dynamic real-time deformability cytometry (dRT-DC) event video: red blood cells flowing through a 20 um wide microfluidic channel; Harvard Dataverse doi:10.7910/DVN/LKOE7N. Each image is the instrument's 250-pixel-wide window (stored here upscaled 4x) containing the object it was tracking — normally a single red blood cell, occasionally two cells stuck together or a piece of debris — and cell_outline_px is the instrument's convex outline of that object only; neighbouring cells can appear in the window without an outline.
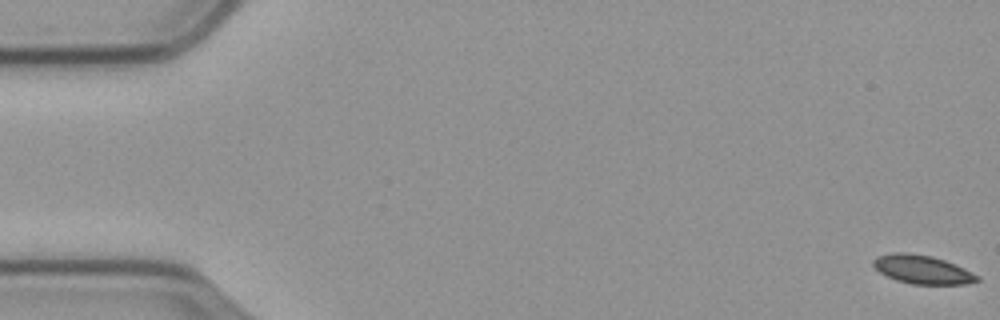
{"species": "common noctule bat (a hibernating species)", "species_latin": "Nyctalus noctula", "temperature_condition": "cold", "stored_images_in_passage": 59, "camera_frame_rate_fps": 3000, "um_per_image_px": 0.085, "animal": {"sex": "male", "body_mass_g": 23.1, "forearm_length_mm": 52.7}, "frame": {"image": 1, "passage_image": 1, "time_ms": 0.0, "image_size_px": [1000, 320], "cell_outline_px": [[980, 280], [964, 284], [912, 284], [896, 280], [880, 272], [872, 264], [872, 260], [876, 256], [892, 252], [908, 252], [932, 256], [944, 260], [964, 268], [980, 276]], "centroid_in_image_um": [78.38, 22.89], "position_along_channel_um": 6.6, "area_um2": 17.34}}
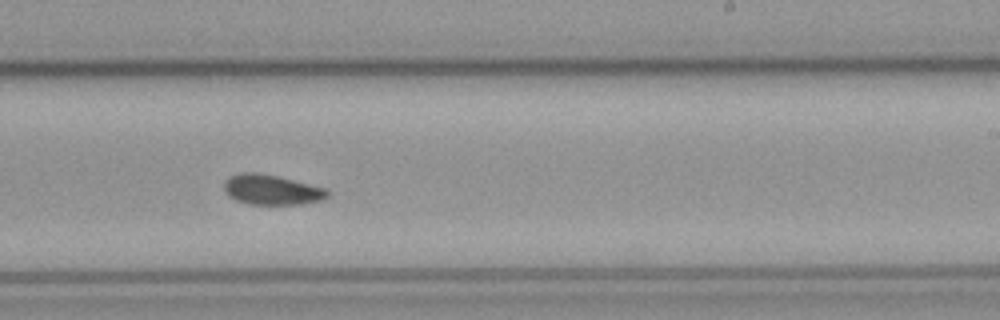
{"frame": {"image": 2, "passage_image": 36, "time_ms": 11.667, "image_size_px": [1000, 320], "cell_outline_px": [[328, 196], [320, 200], [300, 204], [248, 204], [236, 200], [228, 196], [224, 192], [224, 180], [240, 172], [256, 172], [276, 176], [328, 188]], "centroid_in_image_um": [23.06, 16.12], "position_along_channel_um": 265.9, "area_um2": 18.09}}
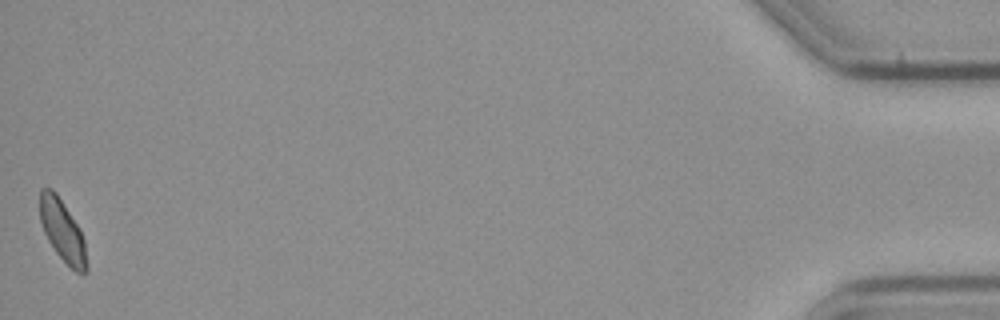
{"frame": {"image": 3, "passage_image": 59, "time_ms": 19.333, "image_size_px": [1000, 320], "cell_outline_px": [[88, 272], [76, 272], [56, 252], [48, 240], [44, 232], [40, 220], [40, 188], [52, 188], [56, 192], [80, 228], [84, 240], [88, 264]], "centroid_in_image_um": [5.32, 19.6], "position_along_channel_um": 429.9, "area_um2": 16.76}, "authors_computed_cell_mechanics": {"area_um2": 17.8024, "velocity_mm_per_s": 3.5136, "shape_relaxation_time_tau1_ms": 3.8375, "shape_relaxation_time_tau2_ms": 3.353, "deformation_change_tau1": 0.0932, "deformation_change_tau2": 0.0641}}